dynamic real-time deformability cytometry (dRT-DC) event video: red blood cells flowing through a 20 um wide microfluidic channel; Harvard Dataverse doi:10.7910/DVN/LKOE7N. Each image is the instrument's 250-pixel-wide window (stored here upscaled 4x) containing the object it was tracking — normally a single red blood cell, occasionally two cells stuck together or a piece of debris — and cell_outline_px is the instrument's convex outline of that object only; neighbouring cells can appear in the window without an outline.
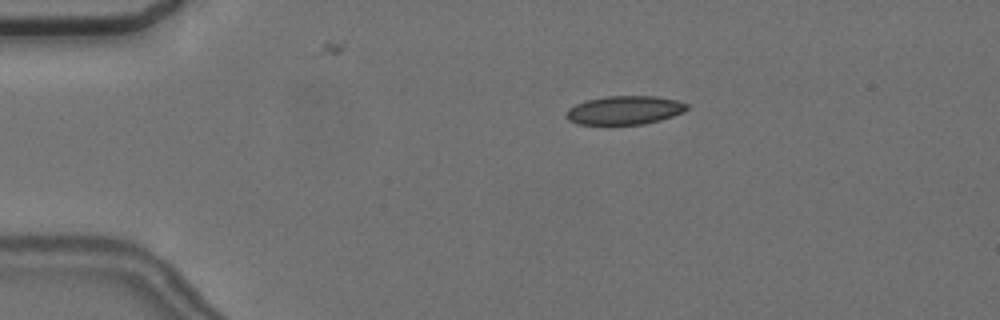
{"species": "common noctule bat (a hibernating species)", "species_latin": "Nyctalus noctula", "temperature_condition": "cold", "stored_images_in_passage": 8, "camera_frame_rate_fps": 3000, "um_per_image_px": 0.085, "animal": {"sex": "female", "body_mass_g": 24.6, "forearm_length_mm": 56.2}, "frame": {"image": 1, "passage_image": 4, "time_ms": 3.667, "image_size_px": [1000, 320], "cell_outline_px": [[688, 108], [672, 116], [660, 120], [644, 124], [576, 124], [568, 120], [564, 116], [568, 108], [576, 104], [588, 100], [608, 96], [656, 96], [676, 100], [688, 104]], "centroid_in_image_um": [53.05, 9.37], "position_along_channel_um": 31.9, "area_um2": 20.0}}
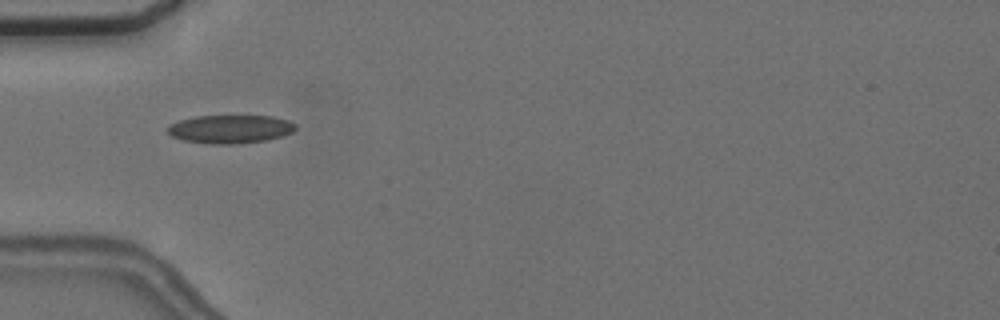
{"frame": {"image": 2, "passage_image": 6, "time_ms": 6.0, "image_size_px": [1000, 320], "cell_outline_px": [[296, 128], [292, 132], [284, 136], [268, 140], [232, 144], [212, 144], [184, 140], [172, 136], [164, 128], [168, 124], [180, 120], [196, 116], [272, 116], [288, 120], [296, 124]], "centroid_in_image_um": [19.57, 10.97], "position_along_channel_um": 65.4, "area_um2": 21.27}}
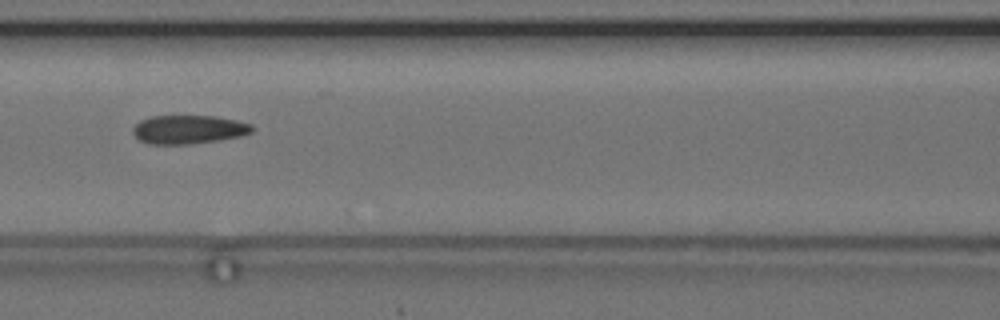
{"frame": {"image": 3, "passage_image": 8, "time_ms": 8.333, "image_size_px": [1000, 320], "cell_outline_px": [[256, 128], [252, 132], [240, 136], [220, 140], [192, 144], [148, 144], [140, 140], [132, 132], [132, 128], [140, 120], [152, 116], [216, 116], [236, 120], [252, 124]], "centroid_in_image_um": [16.05, 11.01], "position_along_channel_um": 150.5, "area_um2": 20.06}}